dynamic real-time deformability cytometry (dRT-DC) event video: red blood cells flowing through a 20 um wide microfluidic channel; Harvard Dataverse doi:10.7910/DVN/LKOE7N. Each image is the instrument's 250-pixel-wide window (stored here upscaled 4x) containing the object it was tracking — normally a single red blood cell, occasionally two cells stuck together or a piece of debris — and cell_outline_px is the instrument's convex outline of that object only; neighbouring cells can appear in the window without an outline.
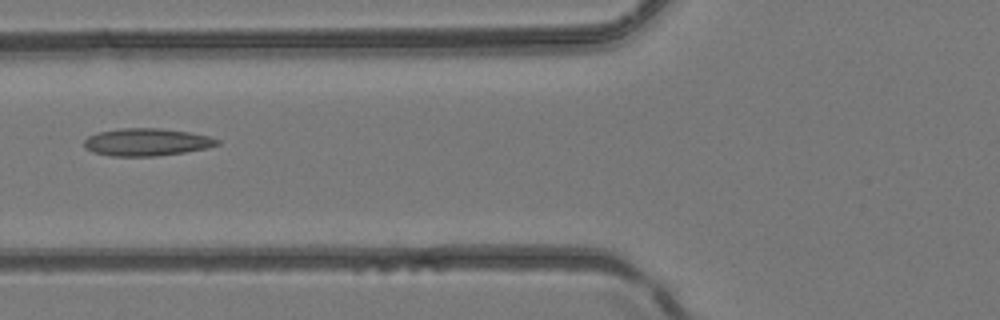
{"species": "common noctule bat (a hibernating species)", "species_latin": "Nyctalus noctula", "temperature_condition": "room temperature", "stored_images_in_passage": 6, "camera_frame_rate_fps": 3000, "um_per_image_px": 0.085, "animal": {"sex": "female", "body_mass_g": 24.6, "forearm_length_mm": 56.2}, "frame": {"image": 1, "passage_image": 6, "time_ms": 1.667, "image_size_px": [1000, 320], "cell_outline_px": [[220, 144], [208, 148], [184, 152], [156, 156], [112, 156], [92, 152], [84, 148], [84, 140], [88, 136], [96, 132], [120, 128], [160, 128], [188, 132], [208, 136], [220, 140]], "centroid_in_image_um": [12.44, 12.08], "position_along_channel_um": 113.4, "area_um2": 21.44}}